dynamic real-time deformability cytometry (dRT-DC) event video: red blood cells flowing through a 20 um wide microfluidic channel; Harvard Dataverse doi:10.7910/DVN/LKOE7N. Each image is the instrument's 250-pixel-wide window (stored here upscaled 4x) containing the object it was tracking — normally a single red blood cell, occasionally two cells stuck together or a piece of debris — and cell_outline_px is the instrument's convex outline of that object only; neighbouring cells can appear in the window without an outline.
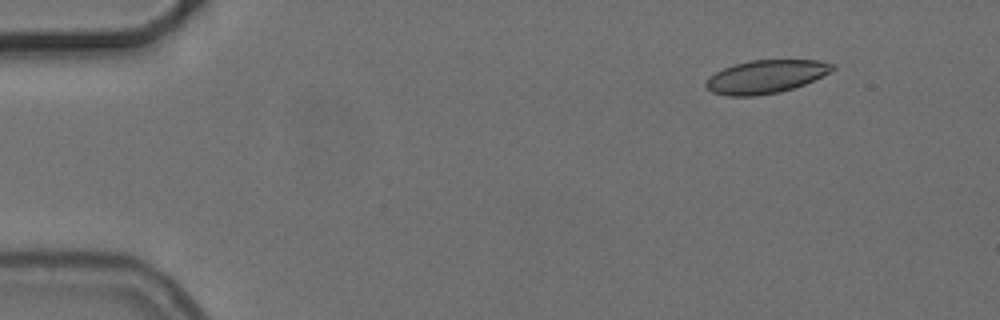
{"species": "common noctule bat (a hibernating species)", "species_latin": "Nyctalus noctula", "temperature_condition": "cold", "stored_images_in_passage": 2, "camera_frame_rate_fps": 3000, "um_per_image_px": 0.085, "animal": {"sex": "female", "body_mass_g": 24.6, "forearm_length_mm": 56.2}, "frame": {"image": 1, "passage_image": 2, "time_ms": 1.333, "image_size_px": [1000, 320], "cell_outline_px": [[836, 68], [804, 84], [780, 92], [756, 96], [728, 96], [712, 92], [704, 84], [704, 80], [708, 76], [724, 68], [748, 60], [816, 60], [836, 64]], "centroid_in_image_um": [65.05, 6.52], "position_along_channel_um": 20.0, "area_um2": 24.39}}